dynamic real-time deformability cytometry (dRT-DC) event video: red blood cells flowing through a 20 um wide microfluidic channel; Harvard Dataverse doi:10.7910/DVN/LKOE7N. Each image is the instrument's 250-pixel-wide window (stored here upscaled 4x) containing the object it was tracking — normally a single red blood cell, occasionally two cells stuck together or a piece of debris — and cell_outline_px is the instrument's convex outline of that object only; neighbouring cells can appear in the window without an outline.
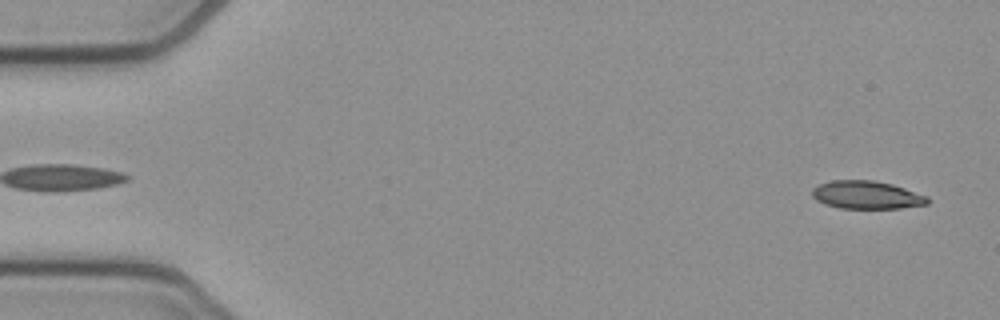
{"species": "common noctule bat (a hibernating species)", "species_latin": "Nyctalus noctula", "temperature_condition": "cold", "stored_images_in_passage": 52, "camera_frame_rate_fps": 3000, "um_per_image_px": 0.085, "animal": {"sex": "female", "body_mass_g": 21.9}, "frame": {"image": 1, "passage_image": 1, "time_ms": 0.0, "image_size_px": [1000, 320], "cell_outline_px": [[928, 204], [900, 208], [840, 208], [824, 204], [816, 200], [812, 196], [812, 188], [820, 184], [832, 180], [872, 180], [892, 184], [928, 196]], "centroid_in_image_um": [73.64, 16.57], "position_along_channel_um": 11.4, "area_um2": 18.79}}
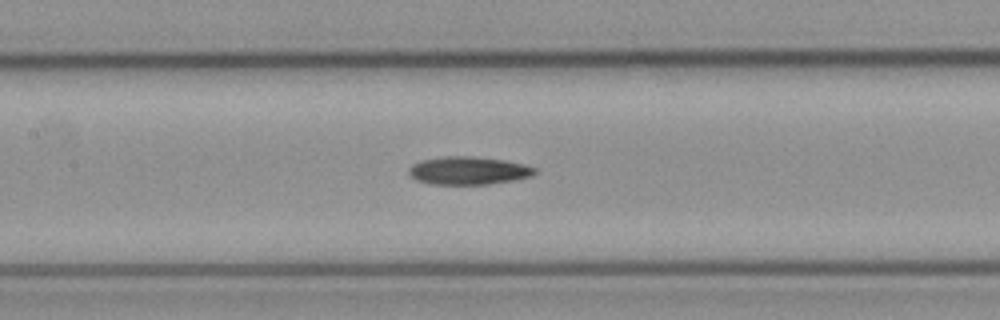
{"frame": {"image": 2, "passage_image": 23, "time_ms": 7.333, "image_size_px": [1000, 320], "cell_outline_px": [[536, 172], [532, 176], [512, 180], [488, 184], [432, 184], [416, 180], [408, 172], [408, 168], [412, 164], [420, 160], [444, 156], [472, 156], [504, 160], [524, 164], [536, 168]], "centroid_in_image_um": [39.79, 14.49], "position_along_channel_um": 167.6, "area_um2": 20.52}}
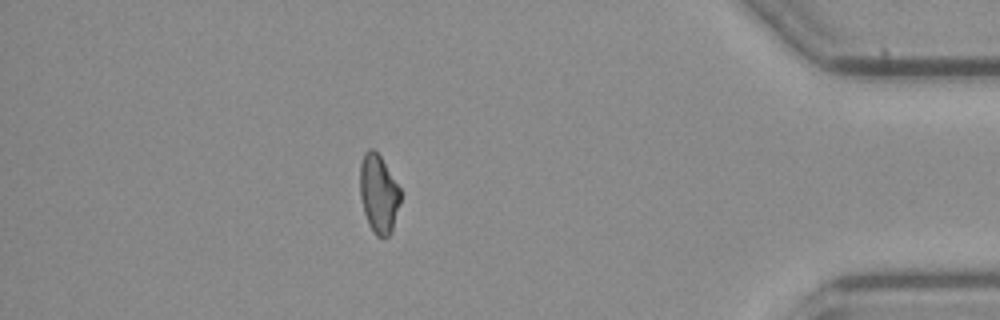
{"frame": {"image": 3, "passage_image": 45, "time_ms": 14.667, "image_size_px": [1000, 320], "cell_outline_px": [[400, 200], [392, 232], [388, 236], [376, 236], [372, 232], [368, 224], [364, 212], [360, 196], [360, 164], [364, 152], [368, 148], [372, 148], [380, 156], [400, 188]], "centroid_in_image_um": [32.17, 16.47], "position_along_channel_um": 403.0, "area_um2": 18.44}, "authors_computed_cell_mechanics": {"area_um2": 19.8254, "velocity_mm_per_s": 3.8332, "shape_relaxation_time_tau1_ms": 6.6669, "shape_relaxation_time_tau2_ms": 9.8183, "deformation_change_tau1": 0.1672, "deformation_change_tau2": 0.2167}}